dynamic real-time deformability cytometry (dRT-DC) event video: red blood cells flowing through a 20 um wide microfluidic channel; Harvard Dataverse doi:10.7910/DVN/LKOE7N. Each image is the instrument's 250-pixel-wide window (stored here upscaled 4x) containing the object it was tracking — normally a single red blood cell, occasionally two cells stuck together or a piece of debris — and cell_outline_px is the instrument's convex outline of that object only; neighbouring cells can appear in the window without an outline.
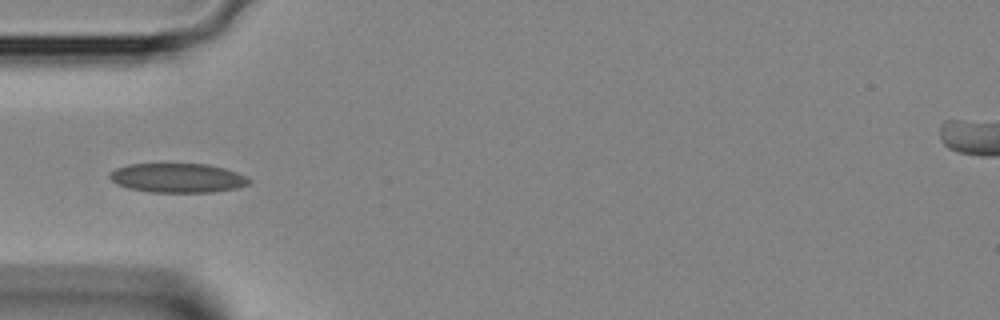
{"species": "Egyptian fruit bat (a non-hibernating species)", "species_latin": "Rousettus aegyptiacus", "temperature_condition": "room temperature", "stored_images_in_passage": 5, "camera_frame_rate_fps": 3000, "um_per_image_px": 0.085, "animal": {"sex": "female"}, "frame": {"image": 1, "passage_image": 4, "time_ms": 1.0, "image_size_px": [1000, 320], "cell_outline_px": [[252, 180], [248, 184], [236, 188], [212, 192], [148, 192], [128, 188], [116, 184], [108, 176], [108, 172], [116, 168], [128, 164], [208, 164], [224, 168], [248, 176]], "centroid_in_image_um": [15.08, 15.12], "position_along_channel_um": 69.9, "area_um2": 23.93}}
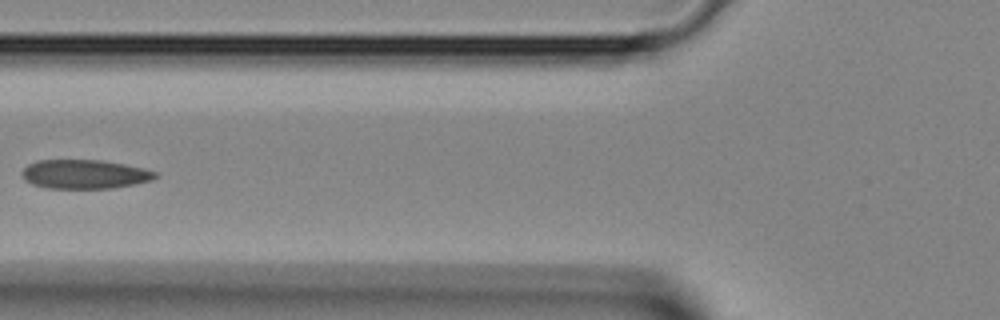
{"frame": {"image": 2, "passage_image": 5, "time_ms": 1.333, "image_size_px": [1000, 320], "cell_outline_px": [[160, 176], [152, 180], [112, 188], [48, 188], [32, 184], [24, 180], [20, 172], [28, 164], [36, 160], [100, 160], [124, 164], [144, 168], [156, 172]], "centroid_in_image_um": [7.17, 14.8], "position_along_channel_um": 118.6, "area_um2": 22.6}}